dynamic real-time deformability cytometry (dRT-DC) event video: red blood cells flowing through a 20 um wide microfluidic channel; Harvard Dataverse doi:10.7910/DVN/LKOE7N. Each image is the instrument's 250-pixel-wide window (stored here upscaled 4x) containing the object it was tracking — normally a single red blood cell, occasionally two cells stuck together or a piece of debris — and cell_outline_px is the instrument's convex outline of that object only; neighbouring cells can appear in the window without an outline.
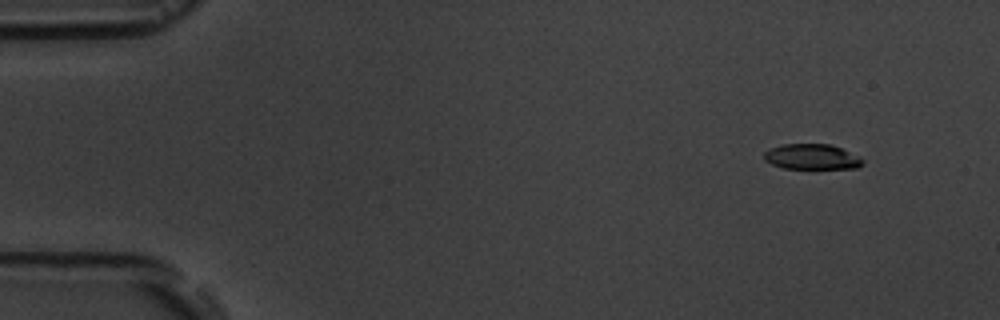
{"species": "common noctule bat (a hibernating species)", "species_latin": "Nyctalus noctula", "temperature_condition": "room temperature", "stored_images_in_passage": 6, "camera_frame_rate_fps": 3000, "um_per_image_px": 0.085, "animal": {"sex": "male", "body_mass_g": 19.5, "forearm_length_mm": 54.6}, "frame": {"image": 1, "passage_image": 1, "time_ms": 0.0, "image_size_px": [1000, 320], "cell_outline_px": [[864, 164], [856, 168], [784, 168], [772, 164], [764, 160], [764, 152], [772, 148], [784, 144], [832, 144], [864, 160]], "centroid_in_image_um": [69.0, 13.33], "position_along_channel_um": 16.0, "area_um2": 14.33}}
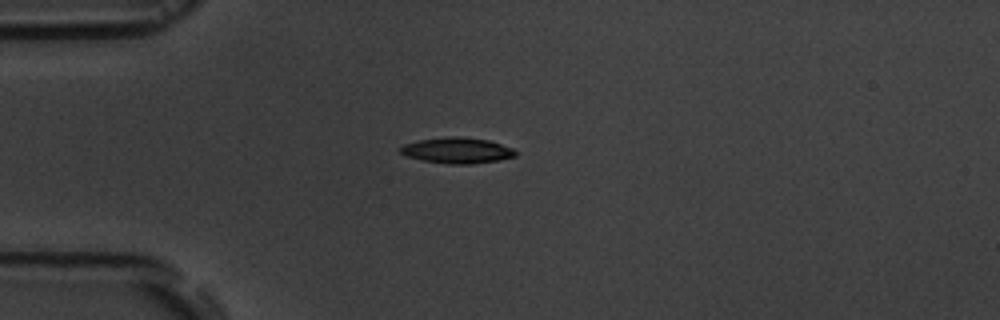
{"frame": {"image": 2, "passage_image": 4, "time_ms": 3.333, "image_size_px": [1000, 320], "cell_outline_px": [[516, 156], [496, 160], [472, 164], [452, 164], [424, 160], [408, 156], [400, 152], [400, 148], [404, 144], [420, 140], [448, 136], [456, 136], [488, 140], [512, 148], [516, 152]], "centroid_in_image_um": [38.86, 12.78], "position_along_channel_um": 46.1, "area_um2": 16.94}}
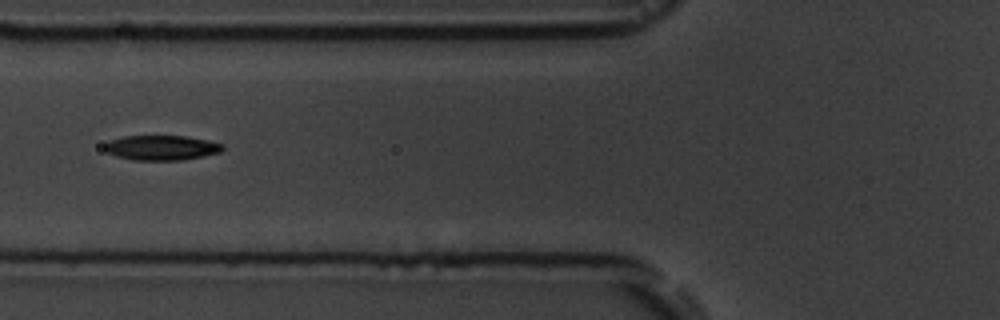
{"frame": {"image": 3, "passage_image": 6, "time_ms": 5.667, "image_size_px": [1000, 320], "cell_outline_px": [[224, 148], [220, 152], [204, 156], [180, 160], [132, 160], [116, 156], [108, 152], [104, 148], [104, 144], [108, 140], [124, 136], [184, 136], [208, 140], [224, 144]], "centroid_in_image_um": [13.72, 12.55], "position_along_channel_um": 112.1, "area_um2": 17.17}}